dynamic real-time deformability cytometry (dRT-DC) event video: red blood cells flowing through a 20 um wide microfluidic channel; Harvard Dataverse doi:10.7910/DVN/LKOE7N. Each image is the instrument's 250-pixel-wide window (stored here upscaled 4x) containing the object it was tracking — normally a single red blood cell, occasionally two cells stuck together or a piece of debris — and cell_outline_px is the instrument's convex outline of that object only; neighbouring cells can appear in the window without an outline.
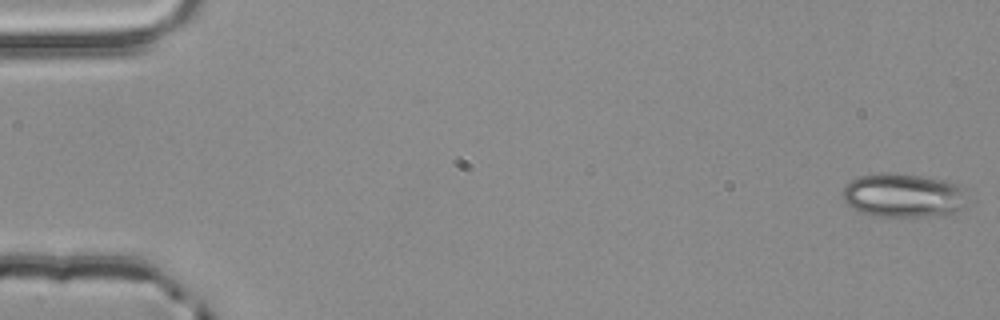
{"species": "common noctule bat (a hibernating species)", "species_latin": "Nyctalus noctula", "temperature_condition": "room temperature", "stored_images_in_passage": 54, "camera_frame_rate_fps": 3000, "um_per_image_px": 0.085, "animal": {"sex": "male", "body_mass_g": 20.4}, "frame": {"image": 1, "passage_image": 1, "time_ms": 0.0, "image_size_px": [1000, 320], "cell_outline_px": [[968, 204], [956, 212], [944, 216], [876, 216], [860, 212], [852, 208], [844, 200], [840, 192], [844, 184], [860, 176], [880, 172], [888, 172], [920, 176], [944, 180], [956, 184], [960, 188]], "centroid_in_image_um": [76.74, 16.61], "position_along_channel_um": 8.3, "area_um2": 32.14}}
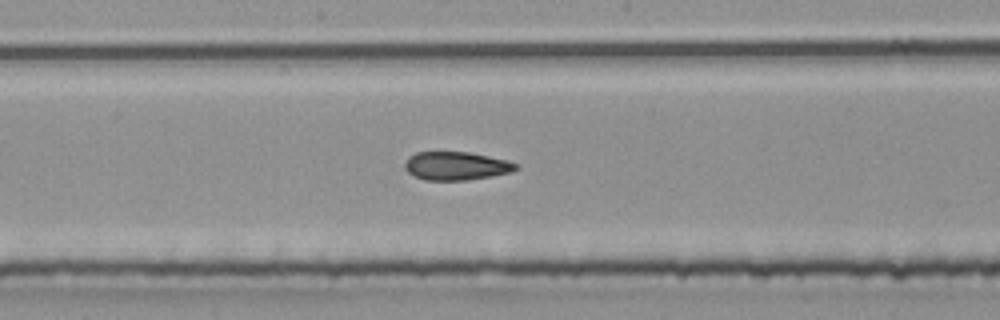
{"frame": {"image": 2, "passage_image": 29, "time_ms": 9.333, "image_size_px": [1000, 320], "cell_outline_px": [[520, 168], [512, 172], [492, 176], [464, 180], [424, 180], [412, 176], [404, 168], [404, 164], [408, 156], [416, 152], [468, 152], [488, 156], [520, 164]], "centroid_in_image_um": [38.76, 14.1], "position_along_channel_um": 209.4, "area_um2": 18.5}}
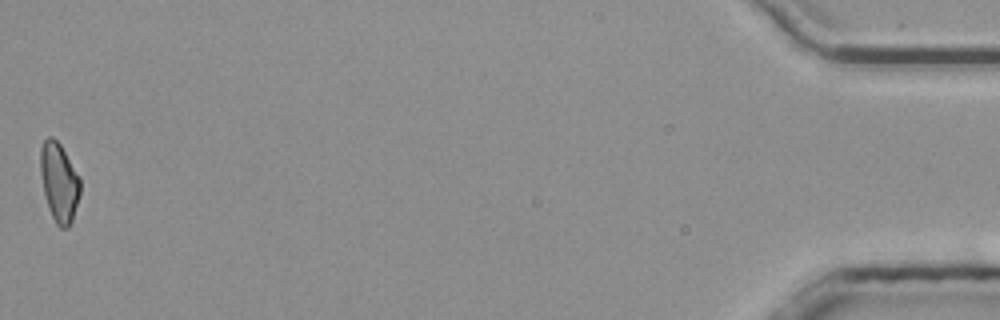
{"frame": {"image": 3, "passage_image": 54, "time_ms": 17.667, "image_size_px": [1000, 320], "cell_outline_px": [[80, 192], [72, 220], [68, 228], [60, 228], [56, 224], [48, 208], [44, 192], [40, 172], [40, 148], [44, 140], [48, 136], [52, 136], [60, 144], [80, 176]], "centroid_in_image_um": [5.02, 15.47], "position_along_channel_um": 430.2, "area_um2": 18.32}, "authors_computed_cell_mechanics": {"area_um2": 19.1318, "velocity_mm_per_s": 3.8786, "shape_relaxation_time_tau1_ms": null, "shape_relaxation_time_tau2_ms": 2.2434, "deformation_change_tau1": null, "deformation_change_tau2": 0.0995}}